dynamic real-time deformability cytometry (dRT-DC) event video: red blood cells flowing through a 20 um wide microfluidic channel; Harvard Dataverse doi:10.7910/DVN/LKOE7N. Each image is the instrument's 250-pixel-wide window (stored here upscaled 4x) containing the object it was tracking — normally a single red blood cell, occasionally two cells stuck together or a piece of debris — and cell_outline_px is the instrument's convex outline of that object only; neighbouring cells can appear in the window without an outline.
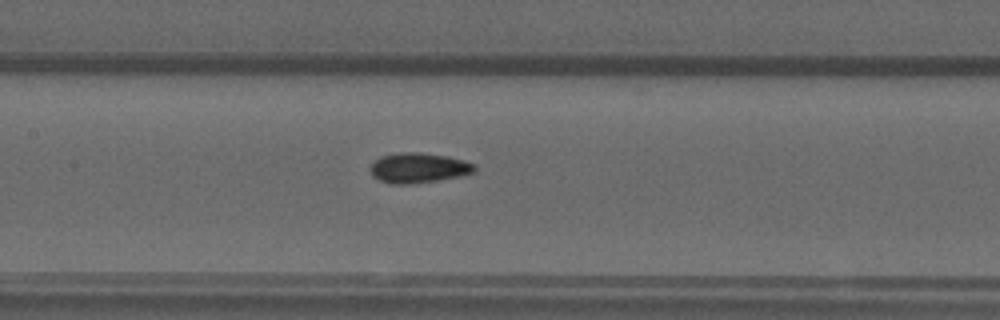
{"species": "common noctule bat (a hibernating species)", "species_latin": "Nyctalus noctula", "temperature_condition": "warm", "stored_images_in_passage": 41, "camera_frame_rate_fps": 3000, "um_per_image_px": 0.085, "animal": {"sex": "male", "forearm_length_mm": 52.5}, "frame": {"image": 1, "passage_image": 13, "time_ms": 4.0, "image_size_px": [1000, 320], "cell_outline_px": [[476, 168], [472, 172], [460, 176], [436, 180], [408, 184], [392, 184], [380, 180], [372, 176], [368, 168], [380, 156], [400, 152], [420, 152], [448, 156], [464, 160], [476, 164]], "centroid_in_image_um": [35.55, 14.26], "position_along_channel_um": 171.9, "area_um2": 18.26}}
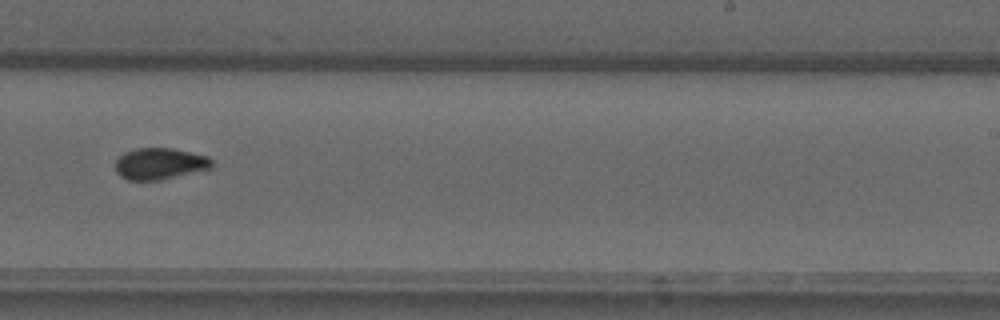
{"frame": {"image": 2, "passage_image": 21, "time_ms": 6.667, "image_size_px": [1000, 320], "cell_outline_px": [[212, 168], [160, 180], [128, 180], [120, 176], [116, 172], [116, 160], [124, 152], [136, 148], [172, 148], [208, 156], [212, 160]], "centroid_in_image_um": [13.57, 13.91], "position_along_channel_um": 275.4, "area_um2": 17.69}}
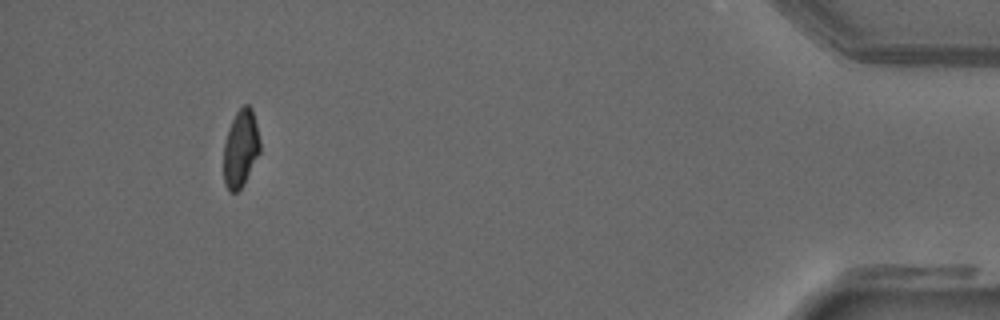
{"frame": {"image": 3, "passage_image": 37, "time_ms": 12.0, "image_size_px": [1000, 320], "cell_outline_px": [[260, 152], [240, 188], [236, 192], [228, 192], [224, 184], [224, 144], [228, 128], [236, 112], [244, 104], [248, 104], [252, 108], [260, 140]], "centroid_in_image_um": [20.44, 12.59], "position_along_channel_um": 414.8, "area_um2": 16.24}, "authors_computed_cell_mechanics": {"area_um2": 17.5134, "velocity_mm_per_s": 3.907, "shape_relaxation_time_tau1_ms": 7.5362, "shape_relaxation_time_tau2_ms": 0.95, "deformation_change_tau1": 0.1885, "deformation_change_tau2": 0.0549}}